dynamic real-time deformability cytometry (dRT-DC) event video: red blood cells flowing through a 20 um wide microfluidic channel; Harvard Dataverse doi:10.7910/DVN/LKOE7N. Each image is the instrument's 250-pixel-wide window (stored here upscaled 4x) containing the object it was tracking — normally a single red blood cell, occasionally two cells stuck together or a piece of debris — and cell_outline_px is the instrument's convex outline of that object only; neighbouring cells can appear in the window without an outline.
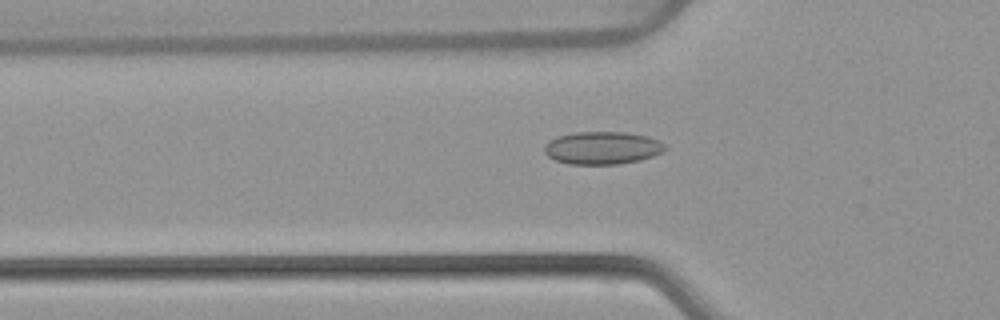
{"species": "common noctule bat (a hibernating species)", "species_latin": "Nyctalus noctula", "temperature_condition": "warm", "stored_images_in_passage": 47, "camera_frame_rate_fps": 3000, "um_per_image_px": 0.085, "animal": {"sex": "female", "body_mass_g": 22.7, "forearm_length_mm": 54.2}, "frame": {"image": 1, "passage_image": 12, "time_ms": 3.667, "image_size_px": [1000, 320], "cell_outline_px": [[668, 148], [652, 156], [640, 160], [620, 164], [568, 164], [556, 160], [548, 156], [544, 152], [544, 144], [548, 140], [556, 136], [576, 132], [624, 132], [648, 136], [660, 140]], "centroid_in_image_um": [51.18, 12.56], "position_along_channel_um": 74.6, "area_um2": 23.18}}
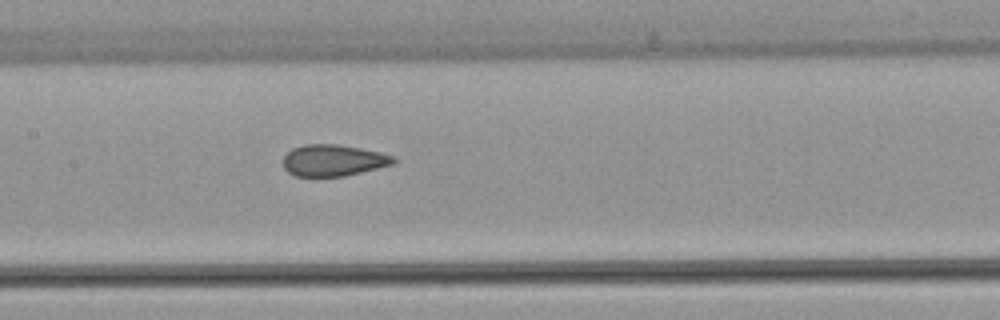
{"frame": {"image": 2, "passage_image": 20, "time_ms": 6.333, "image_size_px": [1000, 320], "cell_outline_px": [[396, 160], [392, 164], [344, 176], [296, 176], [288, 172], [284, 168], [284, 156], [292, 148], [304, 144], [336, 144], [360, 148], [380, 152], [392, 156]], "centroid_in_image_um": [28.29, 13.62], "position_along_channel_um": 179.1, "area_um2": 20.0}}
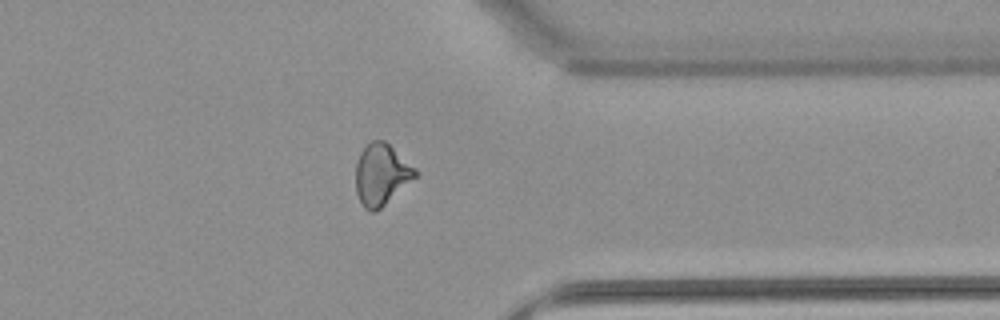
{"frame": {"image": 3, "passage_image": 36, "time_ms": 11.667, "image_size_px": [1000, 320], "cell_outline_px": [[416, 176], [376, 212], [368, 212], [364, 208], [356, 192], [356, 164], [360, 152], [372, 140], [384, 140], [416, 168]], "centroid_in_image_um": [32.39, 14.84], "position_along_channel_um": 379.0, "area_um2": 20.98}}